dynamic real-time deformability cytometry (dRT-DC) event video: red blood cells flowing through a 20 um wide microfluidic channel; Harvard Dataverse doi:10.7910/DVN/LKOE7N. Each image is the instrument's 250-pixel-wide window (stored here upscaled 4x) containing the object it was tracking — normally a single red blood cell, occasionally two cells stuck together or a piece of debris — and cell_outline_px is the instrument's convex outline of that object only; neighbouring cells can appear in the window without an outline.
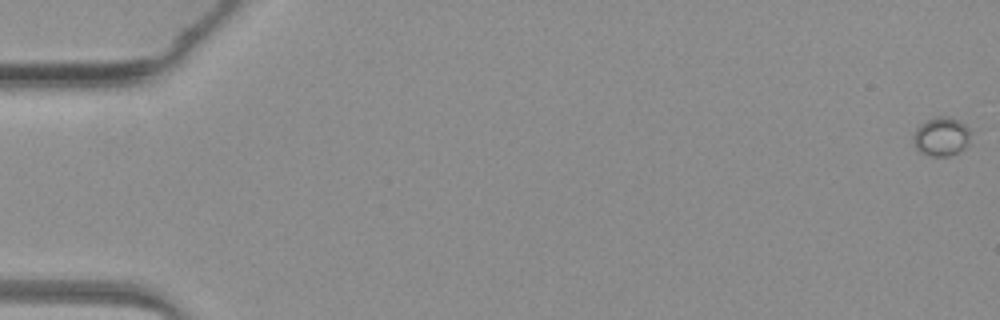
{"species": "common noctule bat (a hibernating species)", "species_latin": "Nyctalus noctula", "temperature_condition": "warm", "stored_images_in_passage": 14, "camera_frame_rate_fps": 3000, "um_per_image_px": 0.085, "animal": {"sex": "female", "body_mass_g": 19.3, "forearm_length_mm": 54.1}, "frame": {"image": 1, "passage_image": 1, "time_ms": 0.0, "image_size_px": [1000, 320], "cell_outline_px": [[972, 144], [948, 156], [932, 156], [920, 152], [916, 148], [912, 140], [912, 136], [916, 128], [920, 124], [936, 116], [948, 116], [960, 120], [968, 128]], "centroid_in_image_um": [80.02, 11.6], "position_along_channel_um": 5.0, "area_um2": 13.18}}
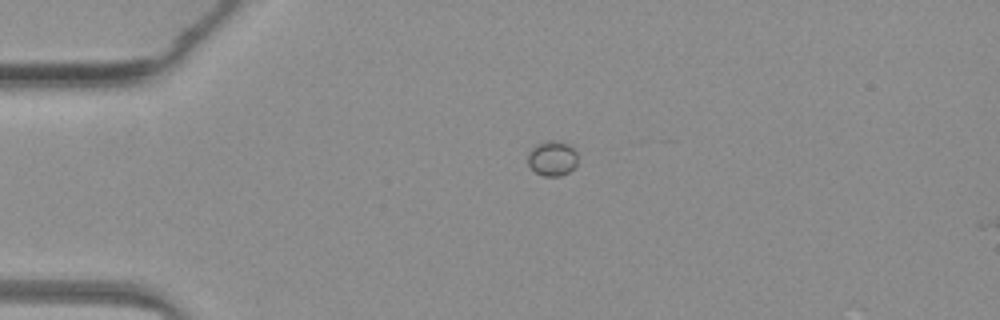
{"frame": {"image": 2, "passage_image": 13, "time_ms": 4.0, "image_size_px": [1000, 320], "cell_outline_px": [[576, 164], [568, 172], [560, 176], [544, 176], [536, 172], [528, 164], [528, 152], [536, 144], [544, 140], [556, 140], [568, 144], [576, 152]], "centroid_in_image_um": [46.92, 13.44], "position_along_channel_um": 38.1, "area_um2": 10.12}}